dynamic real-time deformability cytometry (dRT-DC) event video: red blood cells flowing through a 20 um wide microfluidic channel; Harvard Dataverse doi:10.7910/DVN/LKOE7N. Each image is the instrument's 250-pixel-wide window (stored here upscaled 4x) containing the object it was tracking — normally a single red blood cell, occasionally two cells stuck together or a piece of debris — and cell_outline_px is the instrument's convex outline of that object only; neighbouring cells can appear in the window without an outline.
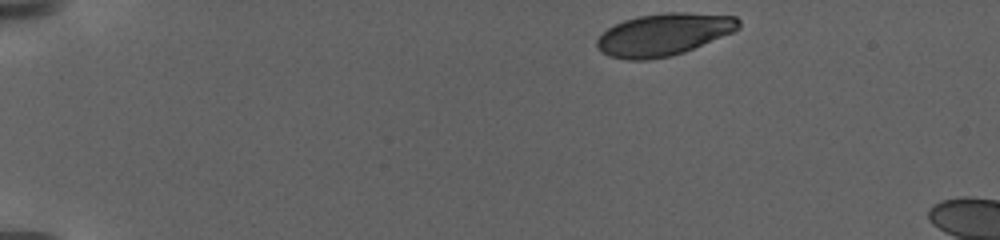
{"species": "human", "species_latin": "Homo sapiens", "temperature_condition": "warm", "stored_images_in_passage": 6, "camera_frame_rate_fps": 3000, "um_per_image_px": 0.085, "donor": {"sex": "female"}, "frame": {"image": 1, "passage_image": 1, "time_ms": 0.0, "image_size_px": [1000, 240], "cell_outline_px": [[740, 28], [732, 32], [684, 52], [668, 56], [648, 60], [628, 60], [608, 56], [600, 52], [596, 44], [596, 40], [608, 28], [624, 20], [640, 16], [664, 12], [684, 12], [736, 16], [740, 20]], "centroid_in_image_um": [56.4, 2.93], "position_along_channel_um": 28.6, "area_um2": 34.74}}